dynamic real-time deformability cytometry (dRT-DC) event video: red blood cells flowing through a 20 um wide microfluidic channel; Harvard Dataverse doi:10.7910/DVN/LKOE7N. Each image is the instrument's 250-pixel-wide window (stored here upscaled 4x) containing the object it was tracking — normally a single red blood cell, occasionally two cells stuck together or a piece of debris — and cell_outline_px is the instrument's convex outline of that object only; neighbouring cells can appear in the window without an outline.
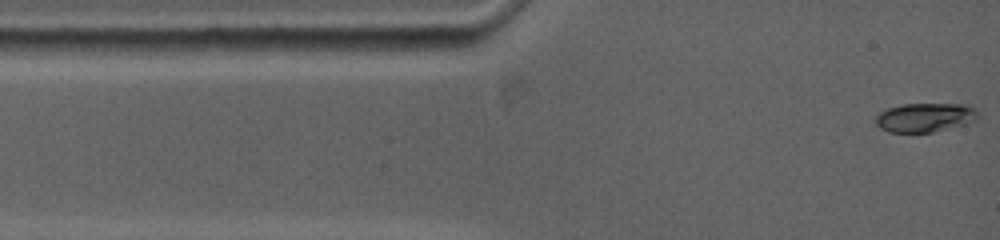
{"species": "common noctule bat (a hibernating species)", "species_latin": "Nyctalus noctula", "temperature_condition": "warm", "stored_images_in_passage": 85, "camera_frame_rate_fps": 5000, "um_per_image_px": 0.085, "animal": {"sex": "female", "body_mass_g": 19.0, "forearm_length_mm": 53.3}, "frame": {"image": 1, "passage_image": 1, "time_ms": 0.0, "image_size_px": [1000, 240], "cell_outline_px": [[976, 120], [964, 124], [932, 132], [888, 132], [880, 128], [876, 124], [876, 116], [880, 112], [888, 108], [900, 104], [972, 104], [976, 108]], "centroid_in_image_um": [78.62, 9.97], "position_along_channel_um": 6.4, "area_um2": 17.28}}
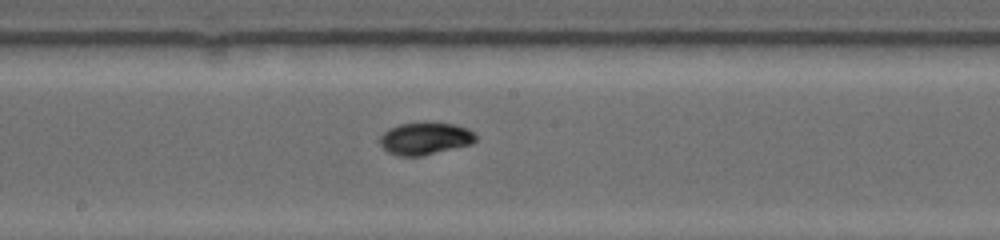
{"frame": {"image": 2, "passage_image": 34, "time_ms": 6.6, "image_size_px": [1000, 240], "cell_outline_px": [[476, 140], [468, 144], [420, 156], [400, 156], [388, 152], [380, 144], [380, 136], [388, 128], [400, 124], [424, 120], [432, 120], [452, 124], [468, 128], [476, 136]], "centroid_in_image_um": [36.09, 11.72], "position_along_channel_um": 212.1, "area_um2": 18.21}}
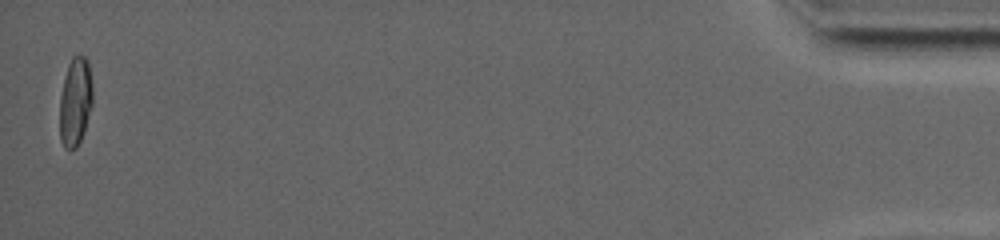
{"frame": {"image": 3, "passage_image": 82, "time_ms": 16.2, "image_size_px": [1000, 240], "cell_outline_px": [[92, 104], [84, 132], [76, 148], [64, 148], [60, 140], [60, 96], [68, 64], [72, 56], [84, 56], [88, 60], [92, 84]], "centroid_in_image_um": [6.4, 8.64], "position_along_channel_um": 428.8, "area_um2": 16.94}, "authors_computed_cell_mechanics": {"area_um2": 17.1088, "velocity_mm_per_s": 3.8322, "shape_relaxation_time_tau1_ms": 5.4404, "shape_relaxation_time_tau2_ms": 1.6814, "deformation_change_tau1": 0.2057, "deformation_change_tau2": 0.0197}}